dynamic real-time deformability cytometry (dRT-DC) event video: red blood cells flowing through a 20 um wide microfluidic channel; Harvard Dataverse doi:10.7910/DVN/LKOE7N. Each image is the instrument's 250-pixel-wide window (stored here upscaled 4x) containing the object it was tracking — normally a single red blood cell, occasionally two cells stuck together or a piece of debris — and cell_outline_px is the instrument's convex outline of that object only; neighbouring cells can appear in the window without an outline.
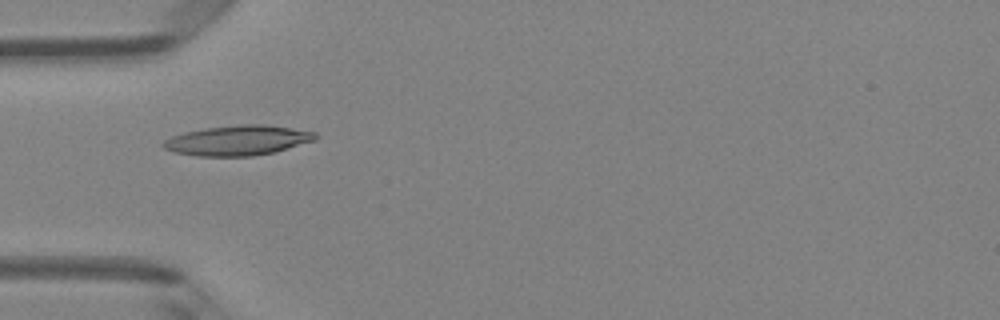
{"species": "Egyptian fruit bat (a non-hibernating species)", "species_latin": "Rousettus aegyptiacus", "temperature_condition": "room temperature", "stored_images_in_passage": 6, "camera_frame_rate_fps": 3000, "um_per_image_px": 0.085, "animal": {"sex": "female"}, "frame": {"image": 1, "passage_image": 4, "time_ms": 4.0, "image_size_px": [1000, 320], "cell_outline_px": [[320, 136], [316, 140], [272, 152], [252, 156], [196, 156], [172, 152], [164, 148], [160, 144], [164, 140], [172, 136], [184, 132], [204, 128], [240, 124], [264, 124], [316, 132]], "centroid_in_image_um": [20.18, 11.93], "position_along_channel_um": 64.8, "area_um2": 26.65}}
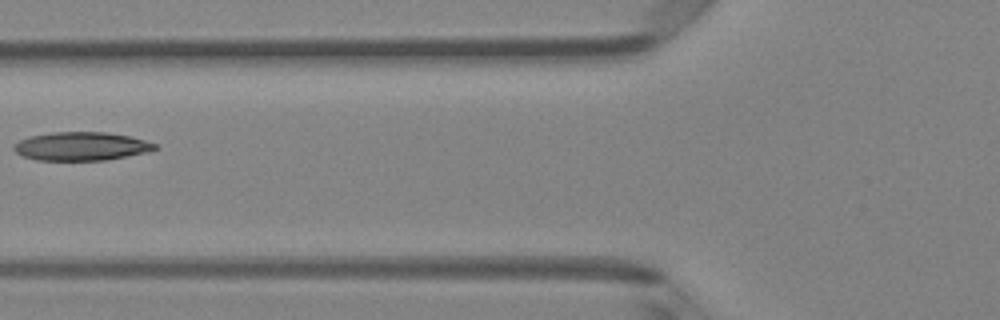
{"frame": {"image": 2, "passage_image": 5, "time_ms": 5.333, "image_size_px": [1000, 320], "cell_outline_px": [[156, 148], [144, 152], [108, 160], [36, 160], [24, 156], [16, 152], [12, 148], [12, 144], [28, 136], [52, 132], [104, 132], [128, 136], [144, 140], [156, 144]], "centroid_in_image_um": [6.83, 12.43], "position_along_channel_um": 119.0, "area_um2": 23.24}}
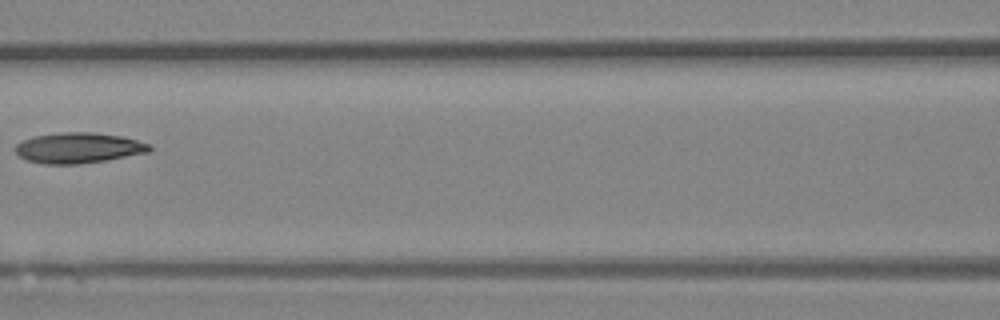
{"frame": {"image": 3, "passage_image": 6, "time_ms": 6.333, "image_size_px": [1000, 320], "cell_outline_px": [[152, 148], [148, 152], [104, 160], [76, 164], [44, 164], [24, 160], [16, 152], [16, 144], [32, 136], [64, 132], [92, 132], [124, 136], [152, 144]], "centroid_in_image_um": [6.67, 12.56], "position_along_channel_um": 159.9, "area_um2": 23.87}}